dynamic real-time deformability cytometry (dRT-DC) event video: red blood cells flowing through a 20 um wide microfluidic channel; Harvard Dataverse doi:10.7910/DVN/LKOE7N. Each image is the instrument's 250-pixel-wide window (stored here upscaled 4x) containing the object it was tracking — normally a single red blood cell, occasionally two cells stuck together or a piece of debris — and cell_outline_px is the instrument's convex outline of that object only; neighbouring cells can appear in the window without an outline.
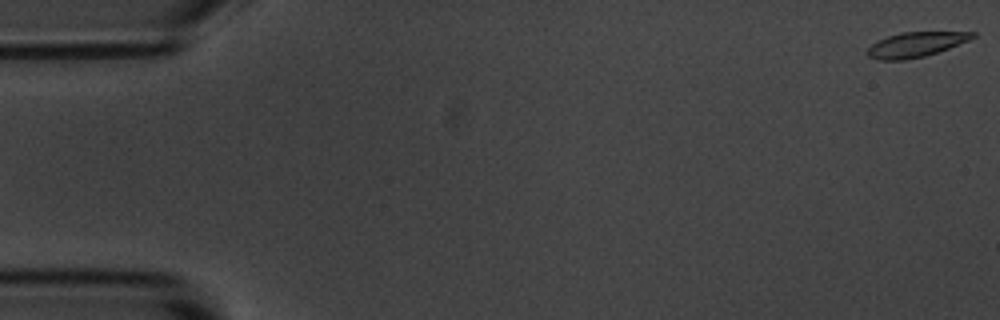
{"species": "common noctule bat (a hibernating species)", "species_latin": "Nyctalus noctula", "temperature_condition": "room temperature", "stored_images_in_passage": 5, "camera_frame_rate_fps": 3000, "um_per_image_px": 0.085, "animal": {"sex": "male", "body_mass_g": 20.1, "forearm_length_mm": 53.5}, "frame": {"image": 1, "passage_image": 1, "time_ms": 0.0, "image_size_px": [1000, 320], "cell_outline_px": [[976, 36], [968, 40], [948, 48], [924, 56], [904, 60], [880, 60], [868, 56], [864, 52], [876, 40], [900, 32], [976, 32]], "centroid_in_image_um": [77.77, 3.78], "position_along_channel_um": 7.2, "area_um2": 15.14}}